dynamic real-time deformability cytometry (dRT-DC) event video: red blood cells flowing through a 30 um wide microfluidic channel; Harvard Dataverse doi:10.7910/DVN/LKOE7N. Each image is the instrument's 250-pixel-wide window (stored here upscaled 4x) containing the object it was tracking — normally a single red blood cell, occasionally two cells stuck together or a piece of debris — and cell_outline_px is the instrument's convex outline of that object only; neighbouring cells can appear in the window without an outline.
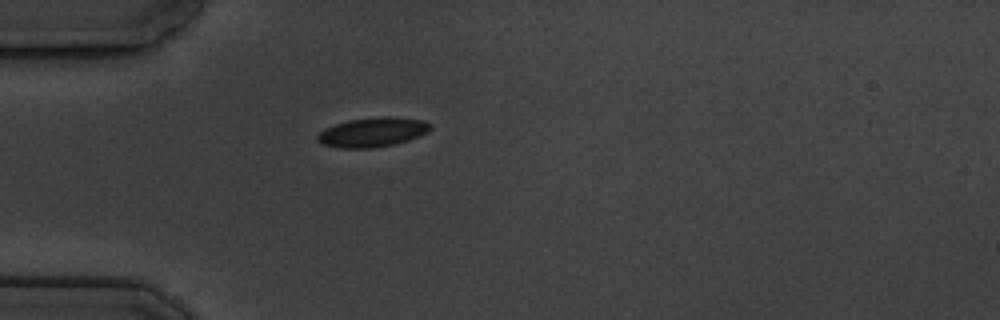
{"species": "common noctule bat (a hibernating species)", "species_latin": "Nyctalus noctula", "temperature_condition": "cold", "stored_images_in_passage": 4, "camera_frame_rate_fps": 3000, "um_per_image_px": 0.085, "animal": {"sex": "male", "body_mass_g": 19.5, "forearm_length_mm": 54.6}, "frame": {"image": 1, "passage_image": 1, "time_ms": 0.0, "image_size_px": [1000, 320], "cell_outline_px": [[432, 128], [428, 132], [408, 140], [392, 144], [372, 148], [340, 148], [320, 144], [316, 140], [316, 136], [324, 128], [348, 120], [380, 116], [392, 116], [424, 120], [432, 124]], "centroid_in_image_um": [31.66, 11.23], "position_along_channel_um": 53.3, "area_um2": 19.54}}
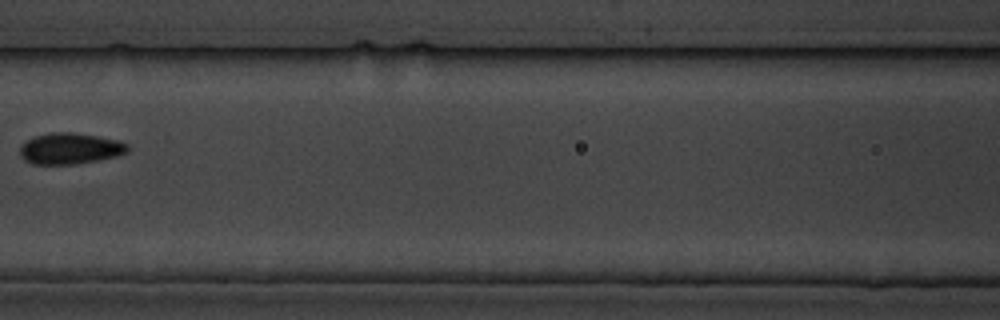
{"frame": {"image": 2, "passage_image": 4, "time_ms": 3.333, "image_size_px": [1000, 320], "cell_outline_px": [[128, 152], [116, 156], [76, 164], [32, 164], [24, 160], [20, 156], [20, 144], [24, 140], [36, 136], [52, 132], [72, 132], [120, 140], [128, 144]], "centroid_in_image_um": [5.92, 12.62], "position_along_channel_um": 160.7, "area_um2": 19.65}}